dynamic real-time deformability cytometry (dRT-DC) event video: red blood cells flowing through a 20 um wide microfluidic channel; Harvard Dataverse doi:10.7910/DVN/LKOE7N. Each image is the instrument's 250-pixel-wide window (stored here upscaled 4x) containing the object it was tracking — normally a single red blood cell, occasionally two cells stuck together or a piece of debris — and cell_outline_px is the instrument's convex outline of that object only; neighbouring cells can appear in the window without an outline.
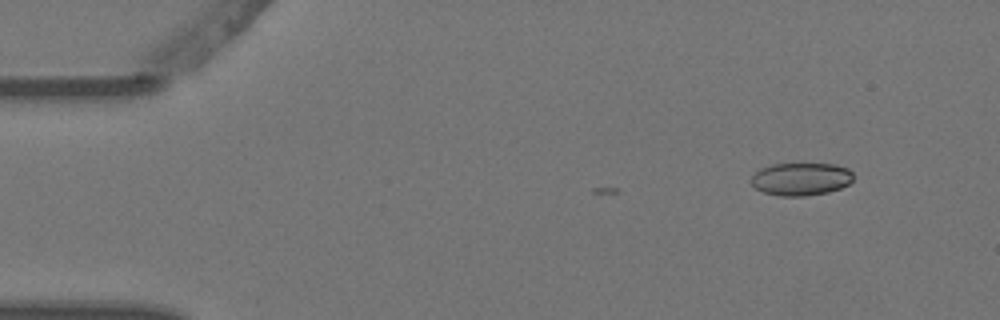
{"species": "Egyptian fruit bat (a non-hibernating species)", "species_latin": "Rousettus aegyptiacus", "temperature_condition": "warm", "stored_images_in_passage": 3, "camera_frame_rate_fps": 3000, "um_per_image_px": 0.085, "animal": {"sex": "female"}, "frame": {"image": 1, "passage_image": 1, "time_ms": 0.0, "image_size_px": [1000, 320], "cell_outline_px": [[852, 180], [848, 184], [840, 188], [828, 192], [804, 196], [780, 196], [764, 192], [756, 188], [752, 184], [752, 176], [760, 168], [772, 164], [836, 164], [848, 168], [852, 172]], "centroid_in_image_um": [68.09, 15.21], "position_along_channel_um": 16.9, "area_um2": 19.42}}